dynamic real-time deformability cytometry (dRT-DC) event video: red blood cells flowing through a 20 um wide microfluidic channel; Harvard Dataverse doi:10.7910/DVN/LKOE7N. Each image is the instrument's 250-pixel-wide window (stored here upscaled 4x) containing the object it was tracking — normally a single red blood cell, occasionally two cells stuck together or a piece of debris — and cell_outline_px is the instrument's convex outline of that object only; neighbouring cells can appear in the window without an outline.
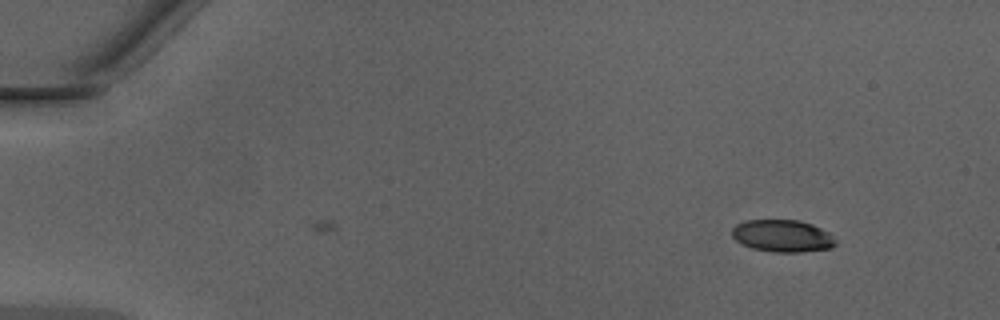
{"species": "Egyptian fruit bat (a non-hibernating species)", "species_latin": "Rousettus aegyptiacus", "temperature_condition": "warm", "stored_images_in_passage": 18, "camera_frame_rate_fps": 3000, "um_per_image_px": 0.085, "animal": {"sex": "male"}, "frame": {"image": 1, "passage_image": 18, "time_ms": 5.667, "image_size_px": [1000, 320], "cell_outline_px": [[836, 244], [832, 248], [800, 252], [772, 252], [752, 248], [736, 240], [732, 236], [732, 228], [736, 224], [744, 220], [800, 220], [812, 224], [828, 232], [836, 240]], "centroid_in_image_um": [66.51, 20.05], "position_along_channel_um": 18.5, "area_um2": 19.48}}